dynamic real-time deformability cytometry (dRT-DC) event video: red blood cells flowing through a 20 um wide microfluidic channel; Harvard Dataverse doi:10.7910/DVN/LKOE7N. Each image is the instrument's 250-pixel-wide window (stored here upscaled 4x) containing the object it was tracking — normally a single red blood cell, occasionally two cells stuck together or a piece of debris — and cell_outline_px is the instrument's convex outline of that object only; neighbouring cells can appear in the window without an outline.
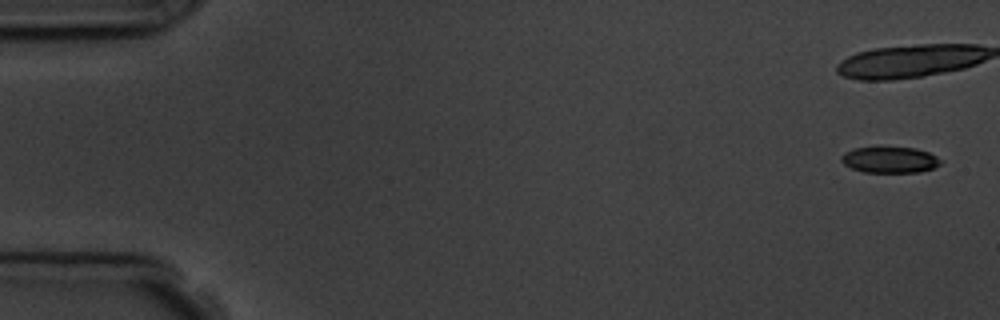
{"species": "common noctule bat (a hibernating species)", "species_latin": "Nyctalus noctula", "temperature_condition": "room temperature", "stored_images_in_passage": 9, "camera_frame_rate_fps": 3000, "um_per_image_px": 0.085, "animal": {"sex": "male", "body_mass_g": 19.5, "forearm_length_mm": 54.6}, "frame": {"image": 1, "passage_image": 1, "time_ms": 0.0, "image_size_px": [1000, 320], "cell_outline_px": [[944, 160], [940, 164], [932, 168], [920, 172], [864, 172], [852, 168], [844, 164], [840, 160], [840, 156], [844, 152], [852, 148], [916, 148], [928, 152]], "centroid_in_image_um": [75.63, 13.59], "position_along_channel_um": 9.4, "area_um2": 15.03}}
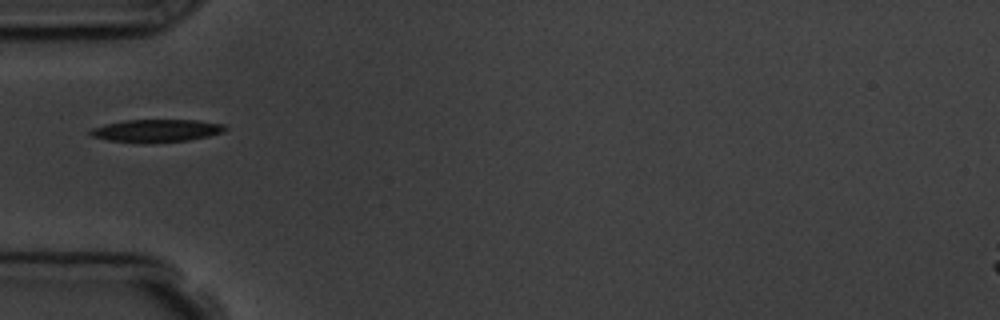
{"frame": {"image": 2, "passage_image": 6, "time_ms": 6.0, "image_size_px": [1000, 320], "cell_outline_px": [[228, 128], [220, 132], [208, 136], [188, 140], [108, 140], [92, 136], [88, 132], [92, 128], [104, 124], [124, 120], [196, 120], [224, 124]], "centroid_in_image_um": [13.31, 11.05], "position_along_channel_um": 71.7, "area_um2": 16.76}}